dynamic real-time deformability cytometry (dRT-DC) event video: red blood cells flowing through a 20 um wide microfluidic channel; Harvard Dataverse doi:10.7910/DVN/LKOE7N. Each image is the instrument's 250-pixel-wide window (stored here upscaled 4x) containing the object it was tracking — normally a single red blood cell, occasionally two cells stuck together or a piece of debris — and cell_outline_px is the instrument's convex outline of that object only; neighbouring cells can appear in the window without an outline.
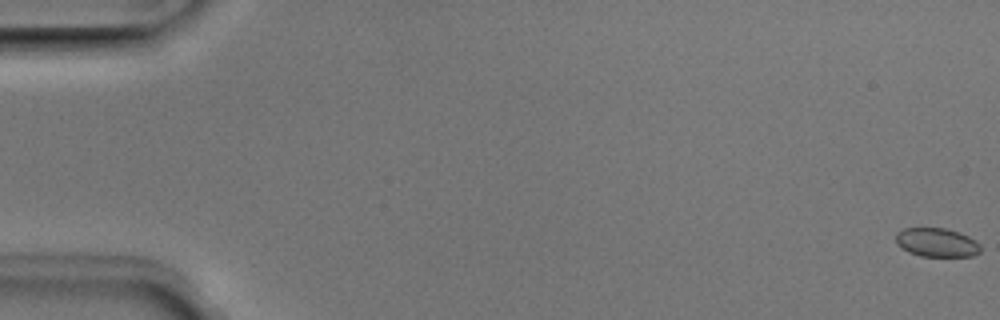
{"species": "Egyptian fruit bat (a non-hibernating species)", "species_latin": "Rousettus aegyptiacus", "temperature_condition": "room temperature", "stored_images_in_passage": 52, "camera_frame_rate_fps": 3000, "um_per_image_px": 0.085, "animal": {"sex": "male"}, "frame": {"image": 1, "passage_image": 1, "time_ms": 0.0, "image_size_px": [1000, 320], "cell_outline_px": [[980, 252], [972, 256], [920, 256], [908, 252], [896, 244], [896, 232], [904, 228], [944, 228], [960, 232], [968, 236], [980, 244]], "centroid_in_image_um": [79.6, 20.61], "position_along_channel_um": 5.4, "area_um2": 14.28}}
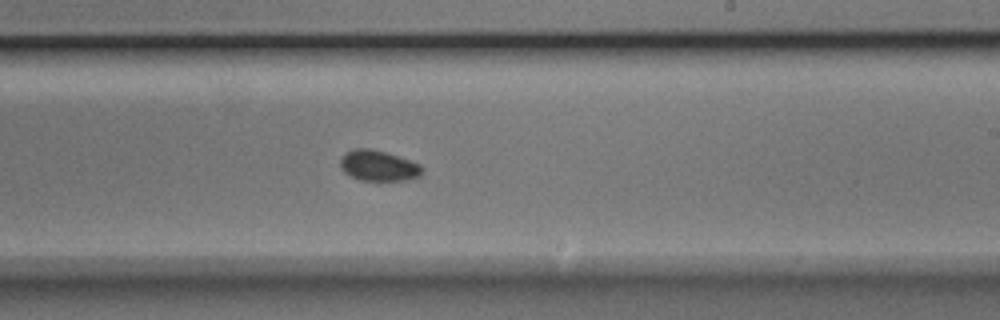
{"frame": {"image": 2, "passage_image": 32, "time_ms": 10.333, "image_size_px": [1000, 320], "cell_outline_px": [[424, 168], [420, 176], [408, 180], [360, 180], [344, 172], [340, 168], [340, 160], [352, 148], [368, 148], [384, 152], [420, 164]], "centroid_in_image_um": [32.17, 14.09], "position_along_channel_um": 256.8, "area_um2": 14.39}}
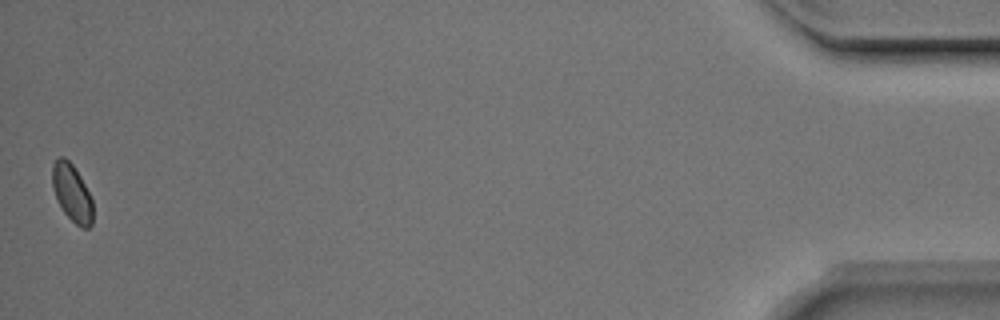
{"frame": {"image": 3, "passage_image": 52, "time_ms": 17.0, "image_size_px": [1000, 320], "cell_outline_px": [[92, 224], [88, 228], [84, 228], [76, 224], [64, 212], [52, 188], [52, 164], [60, 156], [64, 156], [72, 164], [80, 176], [92, 200]], "centroid_in_image_um": [6.1, 16.37], "position_along_channel_um": 429.1, "area_um2": 13.29}, "authors_computed_cell_mechanics": {"area_um2": 14.1032, "velocity_mm_per_s": 3.9703, "shape_relaxation_time_tau1_ms": null, "shape_relaxation_time_tau2_ms": 11.1836, "deformation_change_tau1": null, "deformation_change_tau2": 0.0784}}